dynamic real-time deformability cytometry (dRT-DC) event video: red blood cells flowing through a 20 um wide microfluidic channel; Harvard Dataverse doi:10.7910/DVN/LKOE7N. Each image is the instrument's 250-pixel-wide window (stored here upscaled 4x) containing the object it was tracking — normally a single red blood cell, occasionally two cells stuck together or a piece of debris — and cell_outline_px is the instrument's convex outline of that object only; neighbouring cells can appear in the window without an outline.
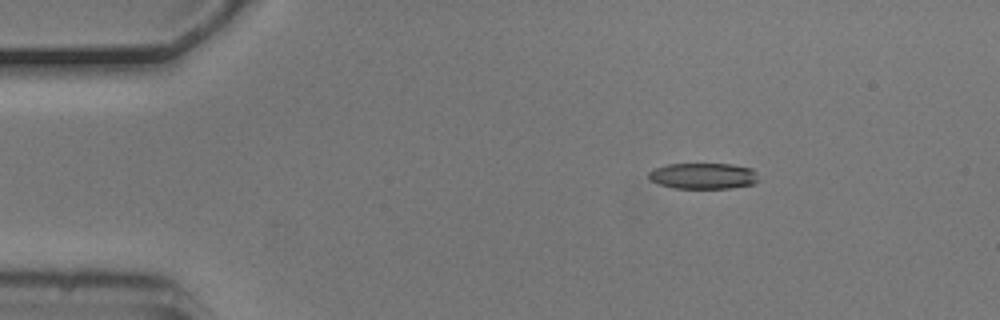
{"species": "common noctule bat (a hibernating species)", "species_latin": "Nyctalus noctula", "temperature_condition": "cold", "stored_images_in_passage": 2, "camera_frame_rate_fps": 3000, "um_per_image_px": 0.085, "animal": {"sex": "male", "body_mass_g": 20.5, "forearm_length_mm": 52.5}, "frame": {"image": 1, "passage_image": 1, "time_ms": 0.0, "image_size_px": [1000, 320], "cell_outline_px": [[760, 180], [756, 184], [732, 188], [672, 188], [648, 180], [648, 172], [652, 168], [668, 164], [732, 164], [752, 168], [756, 172]], "centroid_in_image_um": [59.79, 14.95], "position_along_channel_um": 25.2, "area_um2": 16.99}}